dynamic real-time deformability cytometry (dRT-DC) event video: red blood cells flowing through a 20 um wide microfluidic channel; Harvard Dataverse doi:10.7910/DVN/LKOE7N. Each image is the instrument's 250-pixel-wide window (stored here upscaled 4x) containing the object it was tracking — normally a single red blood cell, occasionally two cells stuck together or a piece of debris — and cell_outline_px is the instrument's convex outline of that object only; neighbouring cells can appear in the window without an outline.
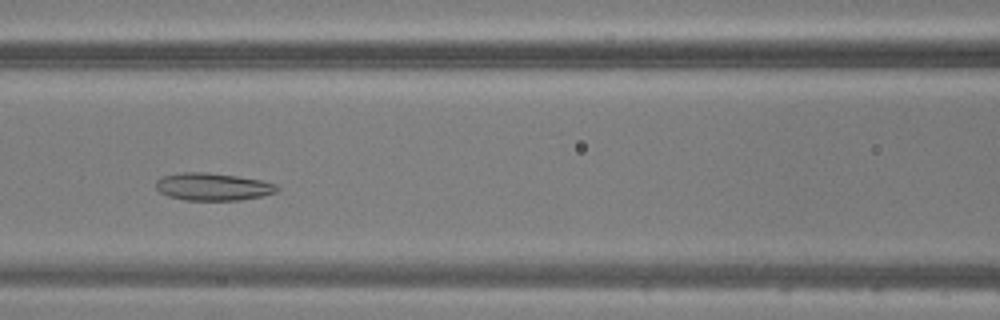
{"species": "common noctule bat (a hibernating species)", "species_latin": "Nyctalus noctula", "temperature_condition": "warm", "stored_images_in_passage": 35, "camera_frame_rate_fps": 3000, "um_per_image_px": 0.085, "animal": {"sex": "male", "body_mass_g": 20.5, "forearm_length_mm": 52.5}, "frame": {"image": 1, "passage_image": 9, "time_ms": 2.667, "image_size_px": [1000, 320], "cell_outline_px": [[280, 188], [276, 192], [264, 196], [240, 200], [184, 200], [168, 196], [160, 192], [156, 188], [156, 180], [160, 176], [184, 172], [204, 172], [236, 176], [260, 180], [276, 184]], "centroid_in_image_um": [18.08, 15.87], "position_along_channel_um": 148.5, "area_um2": 19.48}}
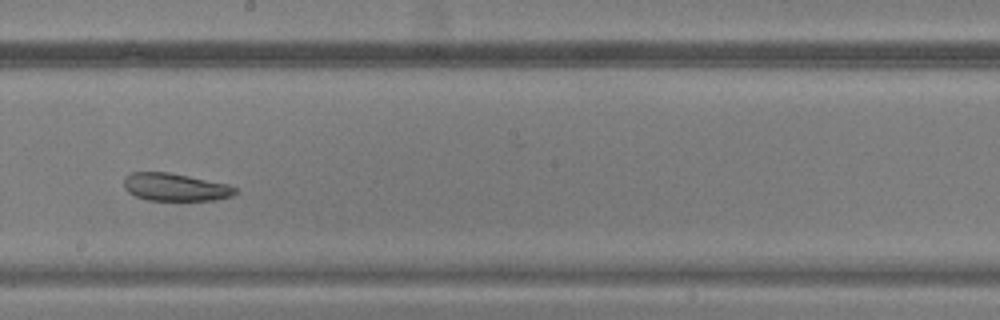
{"frame": {"image": 2, "passage_image": 15, "time_ms": 4.667, "image_size_px": [1000, 320], "cell_outline_px": [[236, 192], [232, 196], [216, 200], [148, 200], [136, 196], [128, 192], [124, 188], [124, 176], [132, 172], [168, 172], [228, 184], [236, 188]], "centroid_in_image_um": [14.87, 15.9], "position_along_channel_um": 233.3, "area_um2": 17.92}}
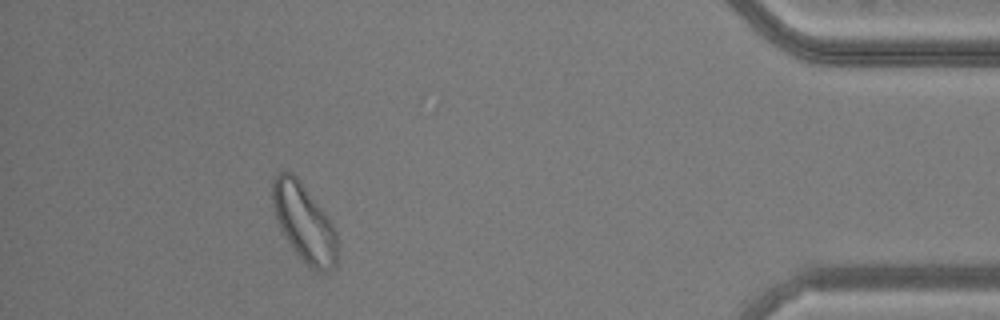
{"frame": {"image": 3, "passage_image": 31, "time_ms": 10.0, "image_size_px": [1000, 320], "cell_outline_px": [[336, 268], [328, 272], [316, 272], [292, 248], [280, 228], [276, 220], [272, 204], [272, 180], [276, 172], [292, 172], [300, 180], [324, 212], [332, 224], [336, 232]], "centroid_in_image_um": [25.83, 18.91], "position_along_channel_um": 409.4, "area_um2": 29.19}}